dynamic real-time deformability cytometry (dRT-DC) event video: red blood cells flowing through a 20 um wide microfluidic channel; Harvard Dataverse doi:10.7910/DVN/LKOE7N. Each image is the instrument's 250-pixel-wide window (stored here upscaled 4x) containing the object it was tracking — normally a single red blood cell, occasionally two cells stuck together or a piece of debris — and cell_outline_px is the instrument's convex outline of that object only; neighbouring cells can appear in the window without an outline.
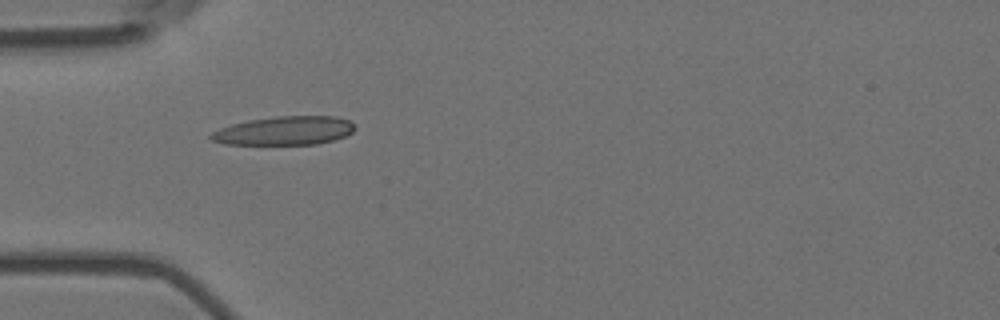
{"species": "Egyptian fruit bat (a non-hibernating species)", "species_latin": "Rousettus aegyptiacus", "temperature_condition": "room temperature", "stored_images_in_passage": 3, "camera_frame_rate_fps": 3000, "um_per_image_px": 0.085, "animal": {"sex": "female"}, "frame": {"image": 1, "passage_image": 1, "time_ms": 0.0, "image_size_px": [1000, 320], "cell_outline_px": [[356, 128], [352, 132], [344, 136], [332, 140], [316, 144], [224, 144], [212, 140], [208, 136], [212, 132], [220, 128], [232, 124], [248, 120], [276, 116], [336, 116], [348, 120], [356, 124]], "centroid_in_image_um": [24.19, 11.1], "position_along_channel_um": 60.8, "area_um2": 24.04}}
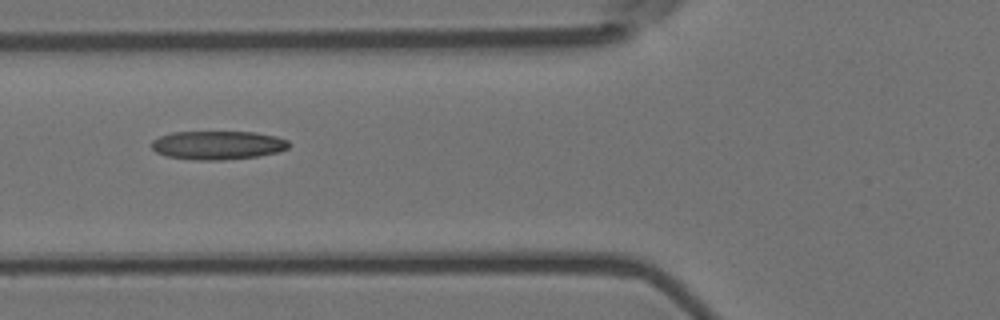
{"frame": {"image": 2, "passage_image": 2, "time_ms": 0.333, "image_size_px": [1000, 320], "cell_outline_px": [[292, 144], [288, 148], [276, 152], [256, 156], [220, 160], [196, 160], [168, 156], [156, 152], [152, 148], [152, 140], [160, 136], [172, 132], [256, 132], [276, 136], [288, 140]], "centroid_in_image_um": [18.52, 12.33], "position_along_channel_um": 107.3, "area_um2": 22.83}}
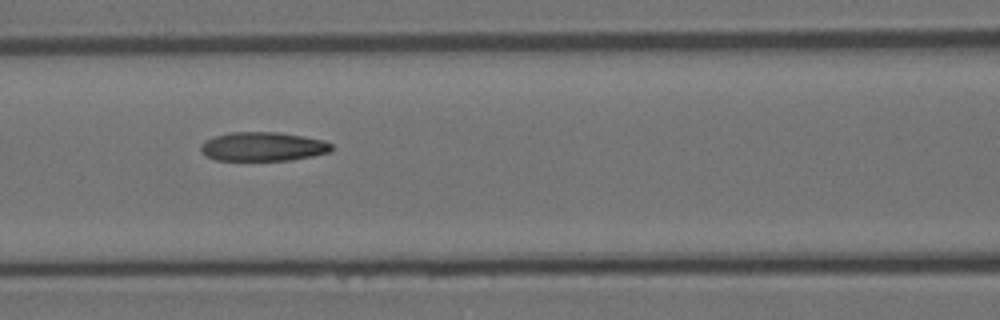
{"frame": {"image": 3, "passage_image": 3, "time_ms": 0.667, "image_size_px": [1000, 320], "cell_outline_px": [[332, 148], [328, 152], [312, 156], [292, 160], [216, 160], [208, 156], [200, 148], [200, 144], [204, 140], [212, 136], [232, 132], [276, 132], [304, 136], [324, 140], [332, 144]], "centroid_in_image_um": [22.34, 12.45], "position_along_channel_um": 144.3, "area_um2": 22.08}}